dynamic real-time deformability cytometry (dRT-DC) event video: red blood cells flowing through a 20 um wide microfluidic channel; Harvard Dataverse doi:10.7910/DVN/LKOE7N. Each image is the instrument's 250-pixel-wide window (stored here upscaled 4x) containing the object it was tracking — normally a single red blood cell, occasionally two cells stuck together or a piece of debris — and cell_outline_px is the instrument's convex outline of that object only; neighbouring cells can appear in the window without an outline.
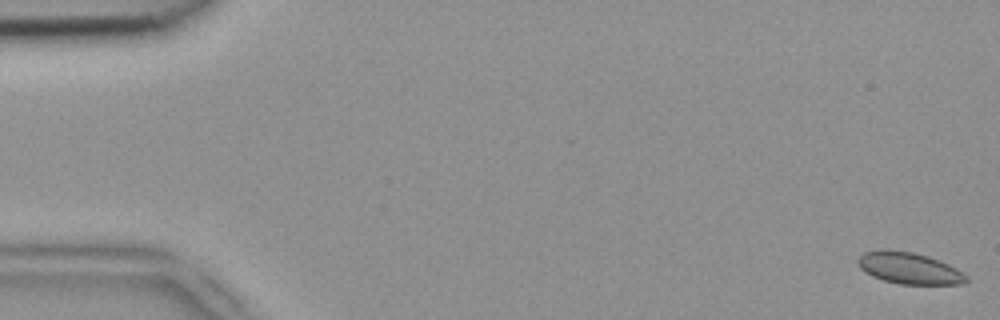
{"species": "common noctule bat (a hibernating species)", "species_latin": "Nyctalus noctula", "temperature_condition": "room temperature", "stored_images_in_passage": 7, "camera_frame_rate_fps": 3000, "um_per_image_px": 0.085, "animal": {"sex": "female", "body_mass_g": 18.4}, "frame": {"image": 1, "passage_image": 1, "time_ms": 0.0, "image_size_px": [1000, 320], "cell_outline_px": [[968, 280], [964, 284], [900, 284], [884, 280], [872, 276], [860, 268], [856, 260], [864, 252], [880, 248], [888, 248], [912, 252], [928, 256], [948, 264], [956, 268], [968, 276]], "centroid_in_image_um": [77.25, 22.77], "position_along_channel_um": 7.7, "area_um2": 20.11}}
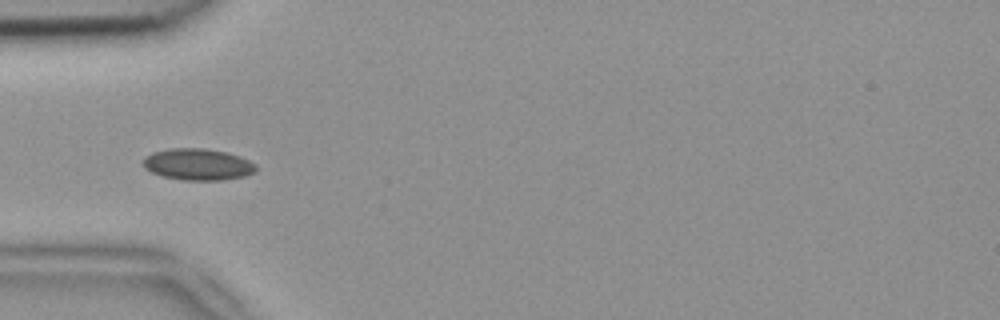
{"frame": {"image": 2, "passage_image": 5, "time_ms": 1.333, "image_size_px": [1000, 320], "cell_outline_px": [[256, 172], [244, 176], [224, 180], [184, 180], [164, 176], [152, 172], [144, 168], [144, 156], [152, 152], [172, 148], [204, 148], [228, 152], [240, 156], [256, 164]], "centroid_in_image_um": [16.84, 13.96], "position_along_channel_um": 68.2, "area_um2": 20.81}}